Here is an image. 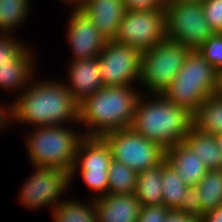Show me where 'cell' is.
Segmentation results:
<instances>
[{"label": "cell", "mask_w": 222, "mask_h": 222, "mask_svg": "<svg viewBox=\"0 0 222 222\" xmlns=\"http://www.w3.org/2000/svg\"><path fill=\"white\" fill-rule=\"evenodd\" d=\"M61 2H68V3H72L74 5V3L76 4V9H79L87 0H60Z\"/></svg>", "instance_id": "36"}, {"label": "cell", "mask_w": 222, "mask_h": 222, "mask_svg": "<svg viewBox=\"0 0 222 222\" xmlns=\"http://www.w3.org/2000/svg\"><path fill=\"white\" fill-rule=\"evenodd\" d=\"M98 222H137L141 204L135 194H106L94 199Z\"/></svg>", "instance_id": "17"}, {"label": "cell", "mask_w": 222, "mask_h": 222, "mask_svg": "<svg viewBox=\"0 0 222 222\" xmlns=\"http://www.w3.org/2000/svg\"><path fill=\"white\" fill-rule=\"evenodd\" d=\"M67 29L74 60L98 57L107 42L92 20L80 9H74Z\"/></svg>", "instance_id": "13"}, {"label": "cell", "mask_w": 222, "mask_h": 222, "mask_svg": "<svg viewBox=\"0 0 222 222\" xmlns=\"http://www.w3.org/2000/svg\"><path fill=\"white\" fill-rule=\"evenodd\" d=\"M169 211L164 205L141 206L137 222H165Z\"/></svg>", "instance_id": "31"}, {"label": "cell", "mask_w": 222, "mask_h": 222, "mask_svg": "<svg viewBox=\"0 0 222 222\" xmlns=\"http://www.w3.org/2000/svg\"><path fill=\"white\" fill-rule=\"evenodd\" d=\"M166 39L164 9L126 10L114 41L143 52Z\"/></svg>", "instance_id": "9"}, {"label": "cell", "mask_w": 222, "mask_h": 222, "mask_svg": "<svg viewBox=\"0 0 222 222\" xmlns=\"http://www.w3.org/2000/svg\"><path fill=\"white\" fill-rule=\"evenodd\" d=\"M103 86H131L140 81L142 52L134 47L107 41L98 55Z\"/></svg>", "instance_id": "10"}, {"label": "cell", "mask_w": 222, "mask_h": 222, "mask_svg": "<svg viewBox=\"0 0 222 222\" xmlns=\"http://www.w3.org/2000/svg\"><path fill=\"white\" fill-rule=\"evenodd\" d=\"M102 138L110 146L112 159L139 173L160 165L165 149L131 128L105 133Z\"/></svg>", "instance_id": "8"}, {"label": "cell", "mask_w": 222, "mask_h": 222, "mask_svg": "<svg viewBox=\"0 0 222 222\" xmlns=\"http://www.w3.org/2000/svg\"><path fill=\"white\" fill-rule=\"evenodd\" d=\"M27 140L29 157L35 167H53L71 172L77 148L84 135L62 126H39Z\"/></svg>", "instance_id": "5"}, {"label": "cell", "mask_w": 222, "mask_h": 222, "mask_svg": "<svg viewBox=\"0 0 222 222\" xmlns=\"http://www.w3.org/2000/svg\"><path fill=\"white\" fill-rule=\"evenodd\" d=\"M199 222H222V204L206 212Z\"/></svg>", "instance_id": "34"}, {"label": "cell", "mask_w": 222, "mask_h": 222, "mask_svg": "<svg viewBox=\"0 0 222 222\" xmlns=\"http://www.w3.org/2000/svg\"><path fill=\"white\" fill-rule=\"evenodd\" d=\"M162 205L170 210L179 209L181 196L188 189V185L183 183L177 172L172 169L164 160L162 162Z\"/></svg>", "instance_id": "22"}, {"label": "cell", "mask_w": 222, "mask_h": 222, "mask_svg": "<svg viewBox=\"0 0 222 222\" xmlns=\"http://www.w3.org/2000/svg\"><path fill=\"white\" fill-rule=\"evenodd\" d=\"M126 10L164 9L166 0H123Z\"/></svg>", "instance_id": "32"}, {"label": "cell", "mask_w": 222, "mask_h": 222, "mask_svg": "<svg viewBox=\"0 0 222 222\" xmlns=\"http://www.w3.org/2000/svg\"><path fill=\"white\" fill-rule=\"evenodd\" d=\"M214 136L218 147L222 150V133L215 134Z\"/></svg>", "instance_id": "37"}, {"label": "cell", "mask_w": 222, "mask_h": 222, "mask_svg": "<svg viewBox=\"0 0 222 222\" xmlns=\"http://www.w3.org/2000/svg\"><path fill=\"white\" fill-rule=\"evenodd\" d=\"M93 206L80 204L79 202H59V205L54 207V222H98L96 202Z\"/></svg>", "instance_id": "25"}, {"label": "cell", "mask_w": 222, "mask_h": 222, "mask_svg": "<svg viewBox=\"0 0 222 222\" xmlns=\"http://www.w3.org/2000/svg\"><path fill=\"white\" fill-rule=\"evenodd\" d=\"M28 0H0V30H13L28 13Z\"/></svg>", "instance_id": "26"}, {"label": "cell", "mask_w": 222, "mask_h": 222, "mask_svg": "<svg viewBox=\"0 0 222 222\" xmlns=\"http://www.w3.org/2000/svg\"><path fill=\"white\" fill-rule=\"evenodd\" d=\"M221 88L222 74L198 51H190L182 68L162 95L193 115L206 98L220 93Z\"/></svg>", "instance_id": "4"}, {"label": "cell", "mask_w": 222, "mask_h": 222, "mask_svg": "<svg viewBox=\"0 0 222 222\" xmlns=\"http://www.w3.org/2000/svg\"><path fill=\"white\" fill-rule=\"evenodd\" d=\"M162 163L137 174L134 192L141 206L162 205Z\"/></svg>", "instance_id": "21"}, {"label": "cell", "mask_w": 222, "mask_h": 222, "mask_svg": "<svg viewBox=\"0 0 222 222\" xmlns=\"http://www.w3.org/2000/svg\"><path fill=\"white\" fill-rule=\"evenodd\" d=\"M200 191L197 186L188 187L184 195L181 196L179 211L189 214L200 220L205 212L201 208Z\"/></svg>", "instance_id": "28"}, {"label": "cell", "mask_w": 222, "mask_h": 222, "mask_svg": "<svg viewBox=\"0 0 222 222\" xmlns=\"http://www.w3.org/2000/svg\"><path fill=\"white\" fill-rule=\"evenodd\" d=\"M36 172L31 175L22 187L20 201L28 208H40L44 205H59L57 201L63 190L69 186L70 173L53 167H35ZM55 202V203H54Z\"/></svg>", "instance_id": "12"}, {"label": "cell", "mask_w": 222, "mask_h": 222, "mask_svg": "<svg viewBox=\"0 0 222 222\" xmlns=\"http://www.w3.org/2000/svg\"><path fill=\"white\" fill-rule=\"evenodd\" d=\"M165 161L189 187L196 186L209 171L184 141L165 150Z\"/></svg>", "instance_id": "16"}, {"label": "cell", "mask_w": 222, "mask_h": 222, "mask_svg": "<svg viewBox=\"0 0 222 222\" xmlns=\"http://www.w3.org/2000/svg\"><path fill=\"white\" fill-rule=\"evenodd\" d=\"M30 51L24 48L11 62L0 65V87L4 89H17L26 86L32 77V59ZM13 88V89H12Z\"/></svg>", "instance_id": "20"}, {"label": "cell", "mask_w": 222, "mask_h": 222, "mask_svg": "<svg viewBox=\"0 0 222 222\" xmlns=\"http://www.w3.org/2000/svg\"><path fill=\"white\" fill-rule=\"evenodd\" d=\"M112 160L110 146L102 137H84L78 145L70 177L75 174L80 165V174L89 188L100 191L101 196L106 195L109 182L108 170Z\"/></svg>", "instance_id": "11"}, {"label": "cell", "mask_w": 222, "mask_h": 222, "mask_svg": "<svg viewBox=\"0 0 222 222\" xmlns=\"http://www.w3.org/2000/svg\"><path fill=\"white\" fill-rule=\"evenodd\" d=\"M153 101L138 98L130 128L167 150L185 140L193 126L192 114L157 94Z\"/></svg>", "instance_id": "3"}, {"label": "cell", "mask_w": 222, "mask_h": 222, "mask_svg": "<svg viewBox=\"0 0 222 222\" xmlns=\"http://www.w3.org/2000/svg\"><path fill=\"white\" fill-rule=\"evenodd\" d=\"M165 222H199V220L189 214L175 209L169 211Z\"/></svg>", "instance_id": "33"}, {"label": "cell", "mask_w": 222, "mask_h": 222, "mask_svg": "<svg viewBox=\"0 0 222 222\" xmlns=\"http://www.w3.org/2000/svg\"><path fill=\"white\" fill-rule=\"evenodd\" d=\"M107 41L116 38L125 15L123 0H87L80 8Z\"/></svg>", "instance_id": "14"}, {"label": "cell", "mask_w": 222, "mask_h": 222, "mask_svg": "<svg viewBox=\"0 0 222 222\" xmlns=\"http://www.w3.org/2000/svg\"><path fill=\"white\" fill-rule=\"evenodd\" d=\"M0 37V65L11 62L24 48L22 44L10 38L7 33Z\"/></svg>", "instance_id": "30"}, {"label": "cell", "mask_w": 222, "mask_h": 222, "mask_svg": "<svg viewBox=\"0 0 222 222\" xmlns=\"http://www.w3.org/2000/svg\"><path fill=\"white\" fill-rule=\"evenodd\" d=\"M196 186L200 191L201 208L205 213L222 204V169L209 170Z\"/></svg>", "instance_id": "23"}, {"label": "cell", "mask_w": 222, "mask_h": 222, "mask_svg": "<svg viewBox=\"0 0 222 222\" xmlns=\"http://www.w3.org/2000/svg\"><path fill=\"white\" fill-rule=\"evenodd\" d=\"M205 19L214 33L222 30V0H202Z\"/></svg>", "instance_id": "29"}, {"label": "cell", "mask_w": 222, "mask_h": 222, "mask_svg": "<svg viewBox=\"0 0 222 222\" xmlns=\"http://www.w3.org/2000/svg\"><path fill=\"white\" fill-rule=\"evenodd\" d=\"M9 111H10V109L4 110V108L2 106H0V128L8 125L7 122L10 119V112Z\"/></svg>", "instance_id": "35"}, {"label": "cell", "mask_w": 222, "mask_h": 222, "mask_svg": "<svg viewBox=\"0 0 222 222\" xmlns=\"http://www.w3.org/2000/svg\"><path fill=\"white\" fill-rule=\"evenodd\" d=\"M70 86L65 85L74 101L79 105L89 96L103 88L98 57L94 59L73 60L70 65Z\"/></svg>", "instance_id": "15"}, {"label": "cell", "mask_w": 222, "mask_h": 222, "mask_svg": "<svg viewBox=\"0 0 222 222\" xmlns=\"http://www.w3.org/2000/svg\"><path fill=\"white\" fill-rule=\"evenodd\" d=\"M197 51L222 74V35L220 33H214Z\"/></svg>", "instance_id": "27"}, {"label": "cell", "mask_w": 222, "mask_h": 222, "mask_svg": "<svg viewBox=\"0 0 222 222\" xmlns=\"http://www.w3.org/2000/svg\"><path fill=\"white\" fill-rule=\"evenodd\" d=\"M193 127L206 134L222 133V92L206 98L192 115Z\"/></svg>", "instance_id": "19"}, {"label": "cell", "mask_w": 222, "mask_h": 222, "mask_svg": "<svg viewBox=\"0 0 222 222\" xmlns=\"http://www.w3.org/2000/svg\"><path fill=\"white\" fill-rule=\"evenodd\" d=\"M181 1H190V0H181ZM192 1H202V0H192Z\"/></svg>", "instance_id": "38"}, {"label": "cell", "mask_w": 222, "mask_h": 222, "mask_svg": "<svg viewBox=\"0 0 222 222\" xmlns=\"http://www.w3.org/2000/svg\"><path fill=\"white\" fill-rule=\"evenodd\" d=\"M25 90L21 97L9 106L10 119L32 123L38 127L59 126L65 120L79 122V105L64 83L39 82Z\"/></svg>", "instance_id": "1"}, {"label": "cell", "mask_w": 222, "mask_h": 222, "mask_svg": "<svg viewBox=\"0 0 222 222\" xmlns=\"http://www.w3.org/2000/svg\"><path fill=\"white\" fill-rule=\"evenodd\" d=\"M190 49L180 42L164 40L142 52L140 82L149 91L162 94L183 66Z\"/></svg>", "instance_id": "7"}, {"label": "cell", "mask_w": 222, "mask_h": 222, "mask_svg": "<svg viewBox=\"0 0 222 222\" xmlns=\"http://www.w3.org/2000/svg\"><path fill=\"white\" fill-rule=\"evenodd\" d=\"M166 36L197 51L213 34L201 1L166 0Z\"/></svg>", "instance_id": "6"}, {"label": "cell", "mask_w": 222, "mask_h": 222, "mask_svg": "<svg viewBox=\"0 0 222 222\" xmlns=\"http://www.w3.org/2000/svg\"><path fill=\"white\" fill-rule=\"evenodd\" d=\"M184 142L197 153L208 170L222 169V150L214 135L202 133L192 126Z\"/></svg>", "instance_id": "18"}, {"label": "cell", "mask_w": 222, "mask_h": 222, "mask_svg": "<svg viewBox=\"0 0 222 222\" xmlns=\"http://www.w3.org/2000/svg\"><path fill=\"white\" fill-rule=\"evenodd\" d=\"M108 171L107 194H133L135 192L137 172L116 160L111 161Z\"/></svg>", "instance_id": "24"}, {"label": "cell", "mask_w": 222, "mask_h": 222, "mask_svg": "<svg viewBox=\"0 0 222 222\" xmlns=\"http://www.w3.org/2000/svg\"><path fill=\"white\" fill-rule=\"evenodd\" d=\"M140 97L130 86H104L79 104V122L91 127L84 137L130 128Z\"/></svg>", "instance_id": "2"}]
</instances>
